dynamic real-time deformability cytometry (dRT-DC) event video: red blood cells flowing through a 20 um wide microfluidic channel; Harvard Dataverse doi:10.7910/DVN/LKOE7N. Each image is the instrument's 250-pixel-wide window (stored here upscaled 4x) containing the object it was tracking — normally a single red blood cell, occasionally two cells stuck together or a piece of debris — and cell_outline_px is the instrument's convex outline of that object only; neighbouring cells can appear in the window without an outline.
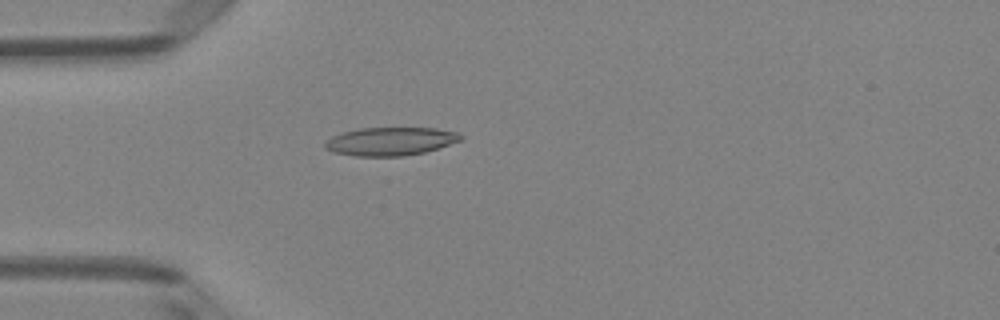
{"species": "Egyptian fruit bat (a non-hibernating species)", "species_latin": "Rousettus aegyptiacus", "temperature_condition": "room temperature", "stored_images_in_passage": 50, "camera_frame_rate_fps": 3000, "um_per_image_px": 0.085, "animal": {"sex": "female"}, "frame": {"image": 1, "passage_image": 14, "time_ms": 4.333, "image_size_px": [1000, 320], "cell_outline_px": [[464, 136], [460, 140], [424, 152], [404, 156], [356, 156], [332, 152], [324, 148], [324, 140], [332, 136], [344, 132], [360, 128], [436, 128], [460, 132]], "centroid_in_image_um": [33.15, 12.01], "position_along_channel_um": 51.8, "area_um2": 22.37}}
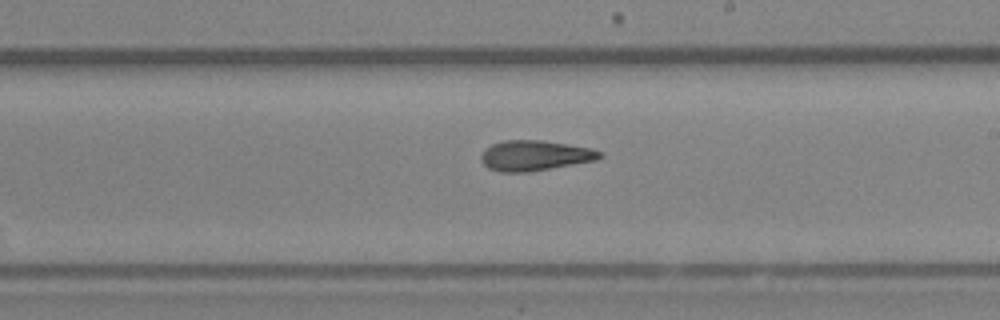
{"frame": {"image": 2, "passage_image": 29, "time_ms": 9.333, "image_size_px": [1000, 320], "cell_outline_px": [[604, 156], [596, 160], [528, 172], [500, 172], [488, 168], [480, 160], [480, 156], [484, 148], [492, 144], [504, 140], [540, 140], [568, 144], [592, 148], [600, 152]], "centroid_in_image_um": [45.42, 13.22], "position_along_channel_um": 243.6, "area_um2": 20.98}}
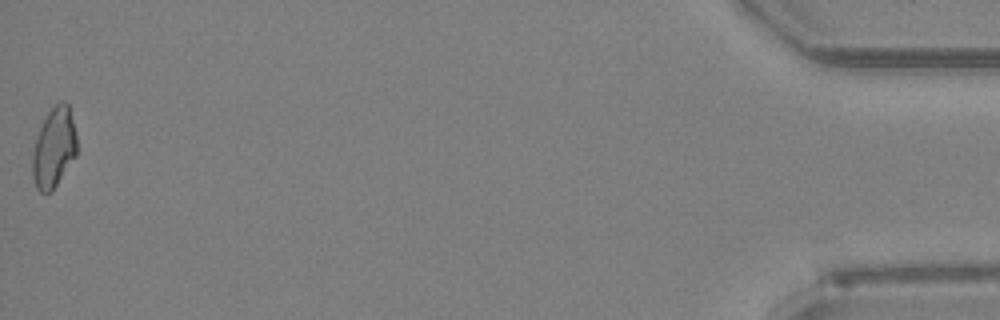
{"frame": {"image": 3, "passage_image": 50, "time_ms": 16.333, "image_size_px": [1000, 320], "cell_outline_px": [[76, 156], [52, 192], [40, 192], [36, 188], [32, 176], [32, 152], [36, 136], [48, 112], [60, 100], [64, 100], [68, 104], [76, 132]], "centroid_in_image_um": [4.57, 12.57], "position_along_channel_um": 430.6, "area_um2": 20.81}, "authors_computed_cell_mechanics": {"area_um2": 20.9814, "velocity_mm_per_s": 4.033, "shape_relaxation_time_tau1_ms": null, "shape_relaxation_time_tau2_ms": 4.4188, "deformation_change_tau1": null, "deformation_change_tau2": 0.1331}}